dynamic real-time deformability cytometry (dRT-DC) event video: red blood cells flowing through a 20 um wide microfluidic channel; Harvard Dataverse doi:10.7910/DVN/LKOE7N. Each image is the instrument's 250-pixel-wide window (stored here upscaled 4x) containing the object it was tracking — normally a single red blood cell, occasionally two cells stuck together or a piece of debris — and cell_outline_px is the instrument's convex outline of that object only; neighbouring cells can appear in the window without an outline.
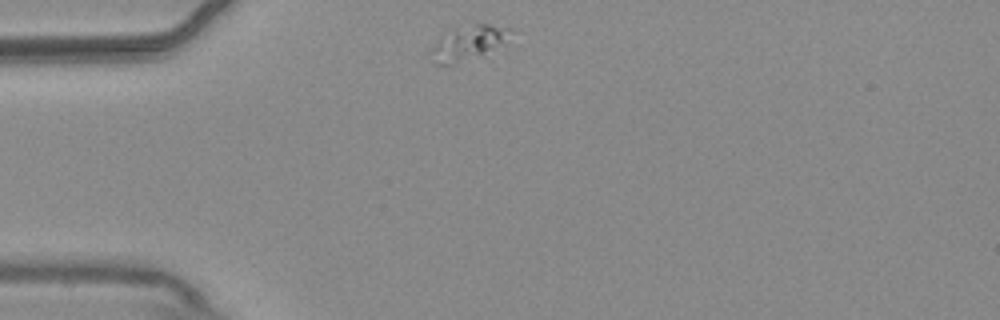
{"species": "common noctule bat (a hibernating species)", "species_latin": "Nyctalus noctula", "temperature_condition": "warm", "stored_images_in_passage": 45, "camera_frame_rate_fps": 3000, "um_per_image_px": 0.085, "animal": {"sex": "male", "body_mass_g": 20.4}, "frame": {"image": 1, "passage_image": 1, "time_ms": 0.0, "image_size_px": [1000, 320], "cell_outline_px": [[504, 56], [452, 64], [436, 64], [432, 60], [432, 48], [436, 40], [440, 36], [452, 28], [476, 24], [488, 24], [500, 28], [504, 44]], "centroid_in_image_um": [39.82, 3.79], "position_along_channel_um": 45.2, "area_um2": 16.7}}
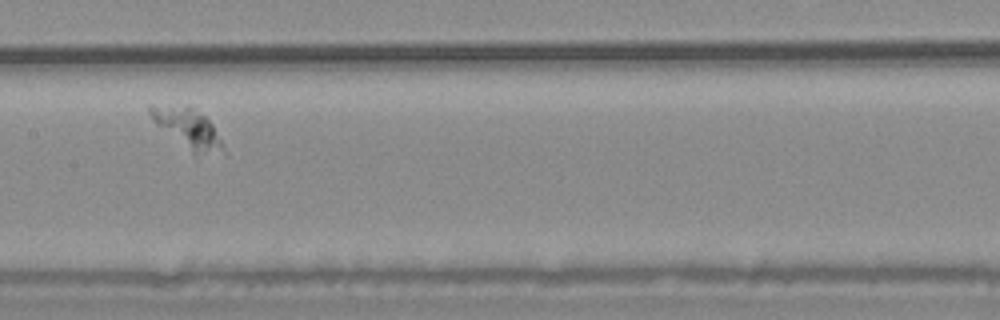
{"frame": {"image": 2, "passage_image": 16, "time_ms": 5.0, "image_size_px": [1000, 320], "cell_outline_px": [[220, 144], [196, 160], [156, 124], [152, 120], [148, 112], [148, 108], [152, 104], [188, 104], [204, 116], [212, 124], [220, 140]], "centroid_in_image_um": [15.79, 10.85], "position_along_channel_um": 191.6, "area_um2": 16.88}}
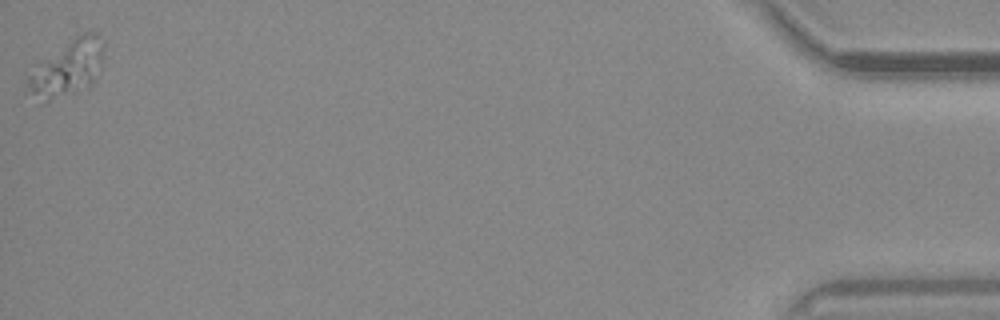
{"frame": {"image": 3, "passage_image": 45, "time_ms": 14.667, "image_size_px": [1000, 320], "cell_outline_px": [[104, 60], [88, 88], [44, 104], [24, 92], [28, 76], [36, 60], [84, 32], [96, 32], [104, 40]], "centroid_in_image_um": [5.65, 5.83], "position_along_channel_um": 429.6, "area_um2": 26.07}}